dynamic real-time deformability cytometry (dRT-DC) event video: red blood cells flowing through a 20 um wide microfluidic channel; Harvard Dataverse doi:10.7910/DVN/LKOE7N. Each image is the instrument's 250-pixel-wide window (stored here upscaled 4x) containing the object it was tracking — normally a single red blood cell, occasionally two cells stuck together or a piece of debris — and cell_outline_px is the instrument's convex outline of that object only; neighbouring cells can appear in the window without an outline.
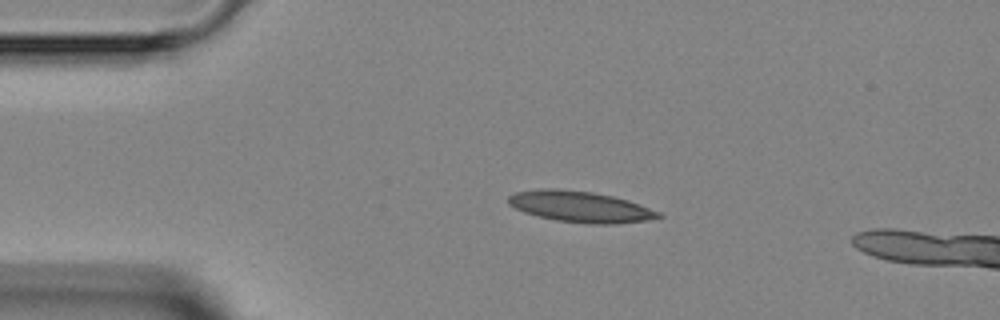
{"species": "Egyptian fruit bat (a non-hibernating species)", "species_latin": "Rousettus aegyptiacus", "temperature_condition": "room temperature", "stored_images_in_passage": 4, "camera_frame_rate_fps": 3000, "um_per_image_px": 0.085, "animal": {"sex": "female"}, "frame": {"image": 1, "passage_image": 2, "time_ms": 1.333, "image_size_px": [1000, 320], "cell_outline_px": [[664, 216], [648, 220], [616, 224], [588, 224], [556, 220], [536, 216], [524, 212], [508, 204], [508, 196], [516, 192], [540, 188], [556, 188], [592, 192], [612, 196], [628, 200], [660, 212]], "centroid_in_image_um": [49.31, 17.57], "position_along_channel_um": 35.7, "area_um2": 27.22}}